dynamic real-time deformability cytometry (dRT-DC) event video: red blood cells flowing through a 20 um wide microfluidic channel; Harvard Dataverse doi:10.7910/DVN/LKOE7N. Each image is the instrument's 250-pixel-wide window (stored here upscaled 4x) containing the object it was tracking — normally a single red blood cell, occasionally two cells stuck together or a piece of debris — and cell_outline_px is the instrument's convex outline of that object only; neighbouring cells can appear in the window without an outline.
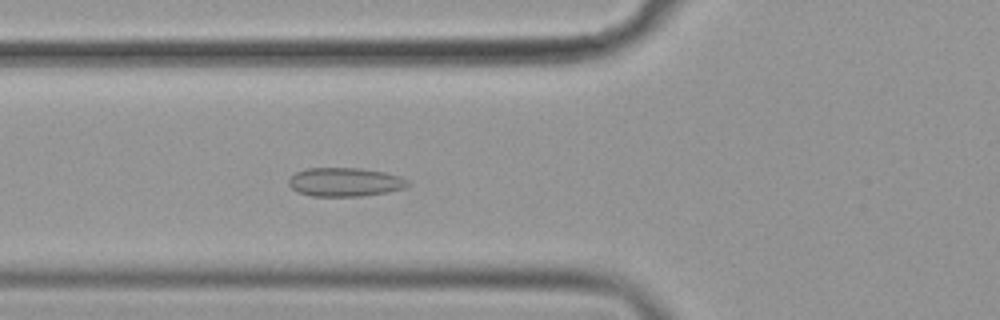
{"species": "common noctule bat (a hibernating species)", "species_latin": "Nyctalus noctula", "temperature_condition": "cold", "stored_images_in_passage": 56, "camera_frame_rate_fps": 3000, "um_per_image_px": 0.085, "animal": {"sex": "female", "body_mass_g": 19.9}, "frame": {"image": 1, "passage_image": 21, "time_ms": 6.667, "image_size_px": [1000, 320], "cell_outline_px": [[412, 184], [404, 188], [388, 192], [360, 196], [312, 196], [296, 192], [288, 184], [288, 180], [296, 172], [304, 168], [360, 168], [384, 172], [400, 176], [408, 180]], "centroid_in_image_um": [29.32, 15.47], "position_along_channel_um": 96.5, "area_um2": 20.11}}
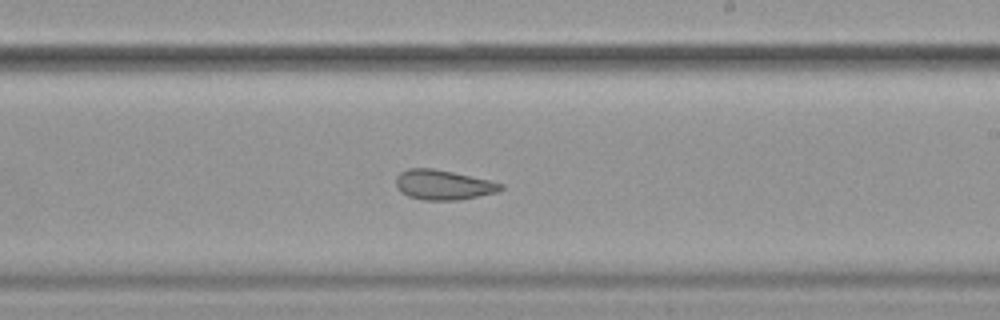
{"frame": {"image": 2, "passage_image": 34, "time_ms": 11.0, "image_size_px": [1000, 320], "cell_outline_px": [[504, 188], [496, 192], [460, 200], [424, 200], [408, 196], [400, 192], [396, 188], [396, 176], [400, 172], [408, 168], [432, 168], [452, 172], [488, 180], [504, 184]], "centroid_in_image_um": [37.63, 15.71], "position_along_channel_um": 251.4, "area_um2": 18.21}}
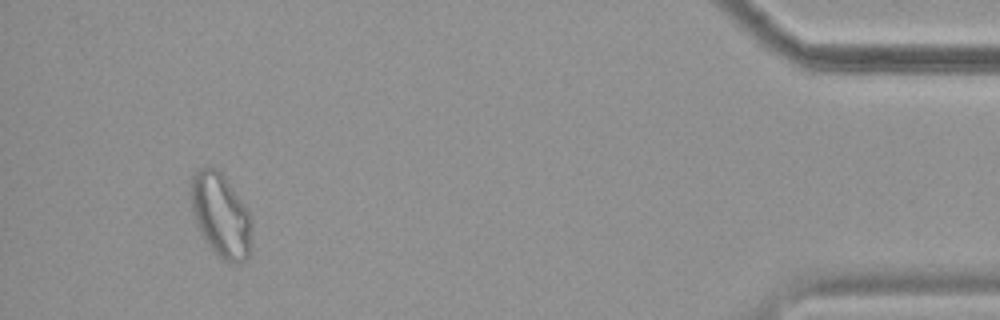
{"frame": {"image": 3, "passage_image": 53, "time_ms": 17.333, "image_size_px": [1000, 320], "cell_outline_px": [[252, 228], [248, 260], [240, 264], [232, 264], [224, 260], [208, 244], [200, 232], [192, 208], [188, 184], [196, 172], [200, 168], [220, 168], [244, 204], [252, 220]], "centroid_in_image_um": [18.78, 18.28], "position_along_channel_um": 416.4, "area_um2": 29.88}, "authors_computed_cell_mechanics": {"area_um2": 22.0507, "velocity_mm_per_s": 3.5762, "shape_relaxation_time_tau1_ms": null, "shape_relaxation_time_tau2_ms": 1.2968, "deformation_change_tau1": null, "deformation_change_tau2": 0.0603}}